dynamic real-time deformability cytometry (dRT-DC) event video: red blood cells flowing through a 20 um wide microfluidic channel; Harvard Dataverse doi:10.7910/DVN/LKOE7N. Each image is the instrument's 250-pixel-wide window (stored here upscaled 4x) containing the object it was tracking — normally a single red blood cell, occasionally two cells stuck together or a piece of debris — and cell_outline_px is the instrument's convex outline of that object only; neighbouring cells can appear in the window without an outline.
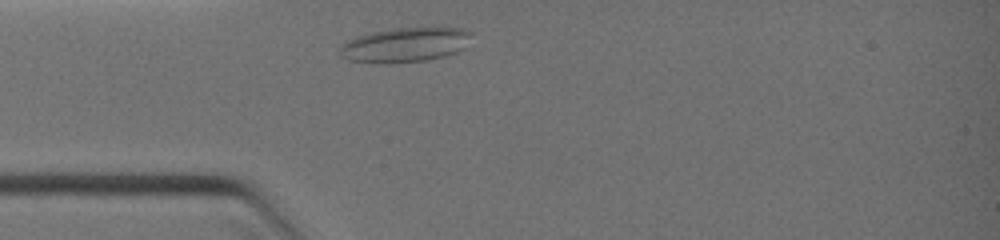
{"species": "common noctule bat (a hibernating species)", "species_latin": "Nyctalus noctula", "temperature_condition": "warm", "stored_images_in_passage": 19, "camera_frame_rate_fps": 3000, "um_per_image_px": 0.085, "animal": {"sex": "female", "body_mass_g": 19.0, "forearm_length_mm": 51.5}, "frame": {"image": 1, "passage_image": 1, "time_ms": 0.0, "image_size_px": [1000, 240], "cell_outline_px": [[472, 32], [464, 48], [456, 52], [444, 56], [428, 60], [384, 64], [380, 64], [348, 60], [340, 52], [340, 48], [348, 40], [356, 36], [372, 32], [392, 28], [460, 28]], "centroid_in_image_um": [34.42, 3.82], "position_along_channel_um": 50.6, "area_um2": 26.36}}
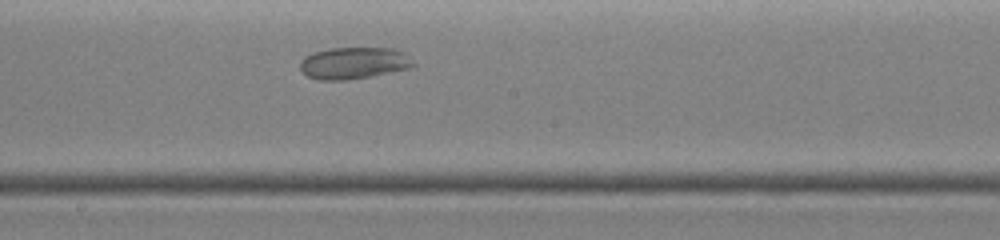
{"frame": {"image": 2, "passage_image": 12, "time_ms": 3.333, "image_size_px": [1000, 240], "cell_outline_px": [[416, 68], [372, 76], [348, 80], [316, 80], [300, 72], [300, 60], [304, 56], [328, 48], [392, 48], [404, 52], [416, 64]], "centroid_in_image_um": [30.1, 5.37], "position_along_channel_um": 218.1, "area_um2": 21.44}}
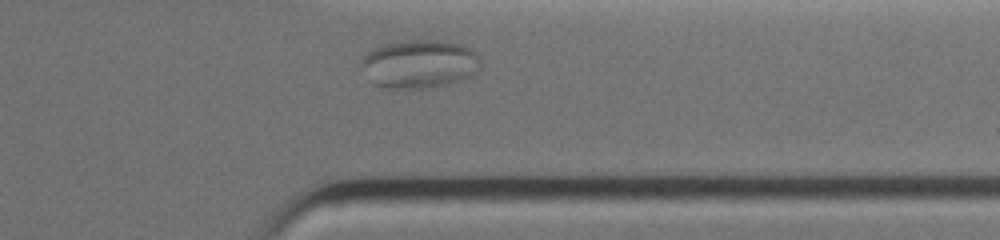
{"frame": {"image": 3, "passage_image": 19, "time_ms": 6.333, "image_size_px": [1000, 240], "cell_outline_px": [[480, 68], [472, 76], [464, 80], [448, 84], [428, 88], [388, 88], [376, 84], [360, 68], [360, 60], [368, 52], [384, 44], [412, 40], [436, 40], [460, 44], [476, 52], [480, 60]], "centroid_in_image_um": [35.68, 5.44], "position_along_channel_um": 375.7, "area_um2": 33.58}}